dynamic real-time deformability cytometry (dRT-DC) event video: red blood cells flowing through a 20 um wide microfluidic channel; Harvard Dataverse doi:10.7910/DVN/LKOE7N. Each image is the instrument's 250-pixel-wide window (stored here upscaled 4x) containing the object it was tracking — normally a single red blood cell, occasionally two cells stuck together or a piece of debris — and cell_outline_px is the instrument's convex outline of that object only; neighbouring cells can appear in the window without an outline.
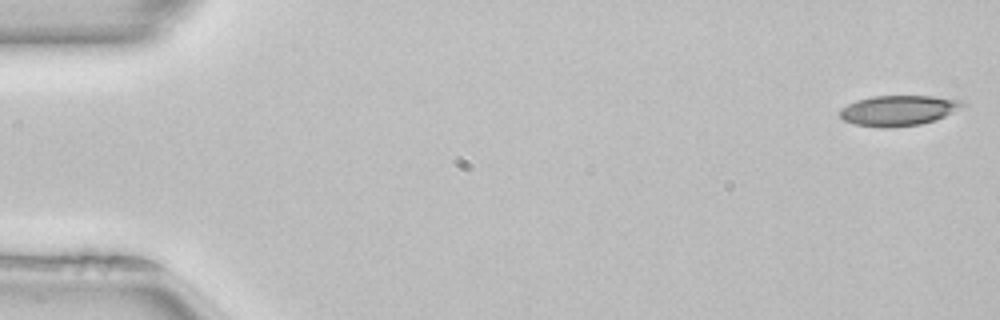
{"species": "common noctule bat (a hibernating species)", "species_latin": "Nyctalus noctula", "temperature_condition": "room temperature", "stored_images_in_passage": 51, "camera_frame_rate_fps": 3000, "um_per_image_px": 0.085, "animal": {"sex": "female", "body_mass_g": 22.7, "forearm_length_mm": 54.2}, "frame": {"image": 1, "passage_image": 1, "time_ms": 0.0, "image_size_px": [1000, 320], "cell_outline_px": [[968, 104], [936, 120], [920, 124], [888, 128], [884, 128], [856, 124], [844, 120], [840, 116], [840, 108], [856, 100], [872, 96], [932, 96], [964, 100]], "centroid_in_image_um": [76.39, 9.38], "position_along_channel_um": 8.6, "area_um2": 21.73}}
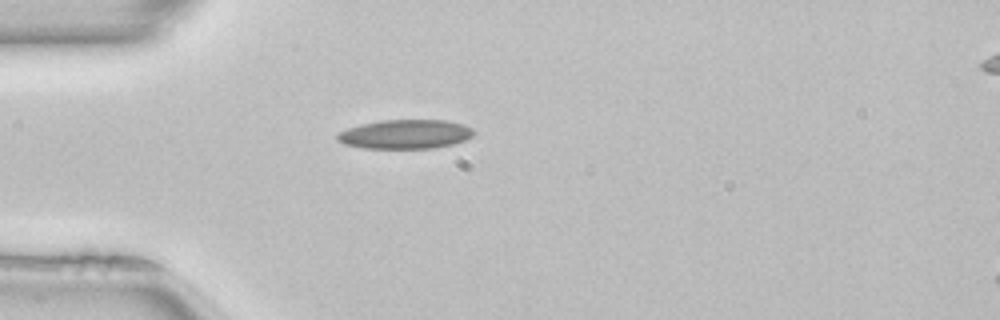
{"frame": {"image": 2, "passage_image": 14, "time_ms": 4.333, "image_size_px": [1000, 320], "cell_outline_px": [[476, 132], [472, 136], [464, 140], [452, 144], [432, 148], [364, 148], [344, 144], [336, 140], [336, 136], [340, 132], [348, 128], [360, 124], [380, 120], [444, 120], [464, 124], [472, 128]], "centroid_in_image_um": [34.45, 11.4], "position_along_channel_um": 50.6, "area_um2": 23.18}}
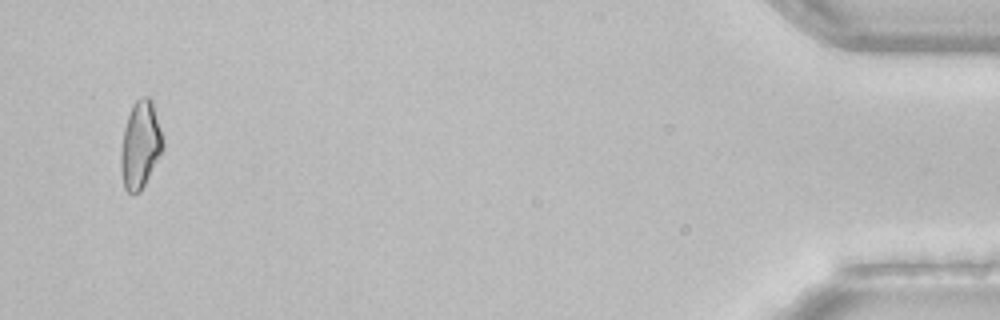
{"frame": {"image": 3, "passage_image": 49, "time_ms": 16.0, "image_size_px": [1000, 320], "cell_outline_px": [[164, 148], [140, 192], [128, 192], [124, 188], [120, 172], [120, 152], [124, 128], [132, 104], [140, 96], [148, 96], [152, 100], [164, 144]], "centroid_in_image_um": [11.91, 12.3], "position_along_channel_um": 423.3, "area_um2": 21.33}, "authors_computed_cell_mechanics": {"area_um2": 21.6172, "velocity_mm_per_s": 4.0251, "shape_relaxation_time_tau1_ms": null, "shape_relaxation_time_tau2_ms": 8.177, "deformation_change_tau1": null, "deformation_change_tau2": 0.1812}}